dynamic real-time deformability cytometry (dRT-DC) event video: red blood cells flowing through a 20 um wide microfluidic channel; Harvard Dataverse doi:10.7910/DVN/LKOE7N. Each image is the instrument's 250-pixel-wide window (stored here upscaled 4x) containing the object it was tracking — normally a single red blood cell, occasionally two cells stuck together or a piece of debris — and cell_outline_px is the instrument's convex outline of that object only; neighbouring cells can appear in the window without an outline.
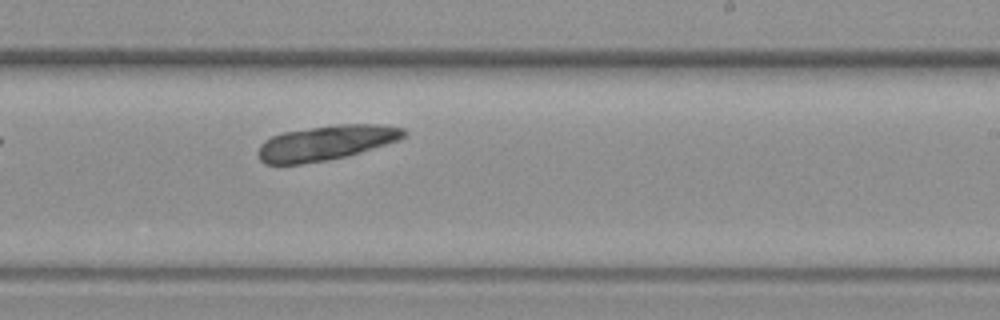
{"species": "common noctule bat (a hibernating species)", "species_latin": "Nyctalus noctula", "temperature_condition": "warm", "stored_images_in_passage": 11, "camera_frame_rate_fps": 3000, "um_per_image_px": 0.085, "animal": {"sex": "female", "body_mass_g": 19.3, "forearm_length_mm": 54.1}, "frame": {"image": 1, "passage_image": 11, "time_ms": 3.333, "image_size_px": [1000, 320], "cell_outline_px": [[408, 132], [400, 140], [360, 152], [328, 160], [300, 164], [264, 164], [260, 160], [256, 152], [260, 144], [264, 140], [272, 136], [284, 132], [340, 124], [380, 124], [404, 128]], "centroid_in_image_um": [27.7, 12.14], "position_along_channel_um": 261.3, "area_um2": 29.54}}